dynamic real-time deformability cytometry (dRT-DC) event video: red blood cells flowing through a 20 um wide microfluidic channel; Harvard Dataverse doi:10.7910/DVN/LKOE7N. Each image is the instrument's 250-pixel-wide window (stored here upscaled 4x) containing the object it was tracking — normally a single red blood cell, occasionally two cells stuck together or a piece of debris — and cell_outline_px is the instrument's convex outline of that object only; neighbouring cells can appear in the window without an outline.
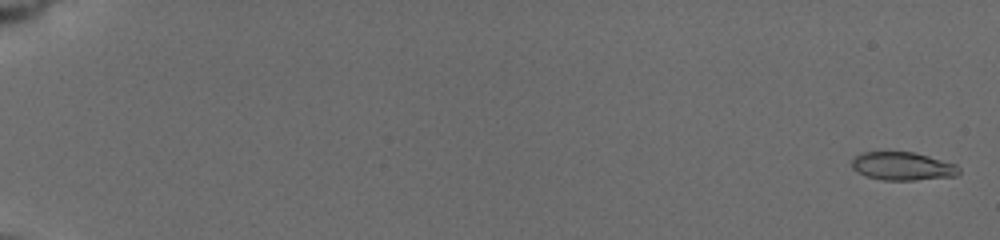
{"species": "common noctule bat (a hibernating species)", "species_latin": "Nyctalus noctula", "temperature_condition": "cold", "stored_images_in_passage": 21, "camera_frame_rate_fps": 3000, "um_per_image_px": 0.085, "animal": {"sex": "female", "body_mass_g": 19.5, "forearm_length_mm": 54.1}, "frame": {"image": 1, "passage_image": 1, "time_ms": 0.0, "image_size_px": [1000, 240], "cell_outline_px": [[960, 172], [956, 176], [912, 180], [884, 180], [864, 176], [856, 172], [852, 168], [852, 160], [856, 156], [864, 152], [912, 152], [928, 156], [956, 164], [960, 168]], "centroid_in_image_um": [76.71, 14.13], "position_along_channel_um": 8.3, "area_um2": 17.57}}
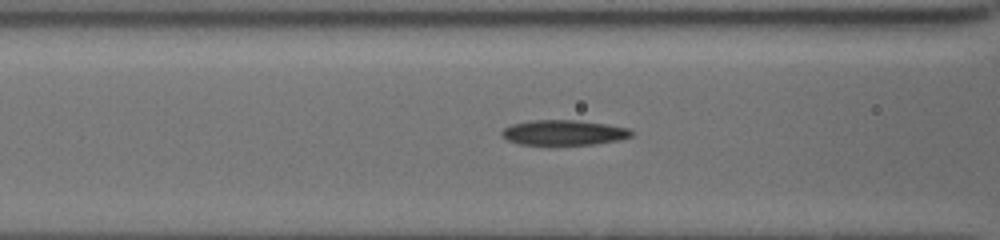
{"frame": {"image": 2, "passage_image": 17, "time_ms": 8.333, "image_size_px": [1000, 240], "cell_outline_px": [[632, 136], [616, 140], [596, 144], [552, 148], [520, 144], [508, 140], [500, 132], [504, 128], [512, 124], [532, 120], [576, 120], [604, 124], [628, 128], [632, 132]], "centroid_in_image_um": [47.86, 11.32], "position_along_channel_um": 118.7, "area_um2": 19.71}}
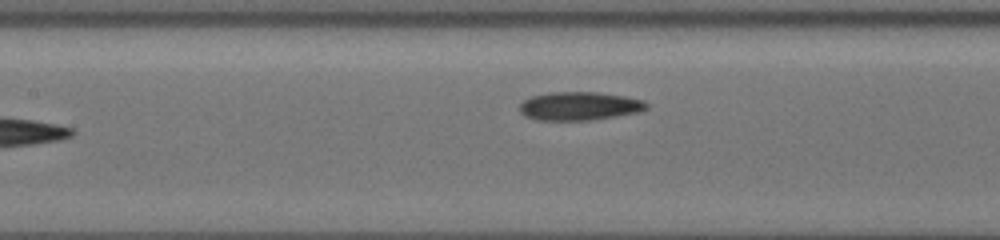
{"frame": {"image": 3, "passage_image": 21, "time_ms": 10.667, "image_size_px": [1000, 240], "cell_outline_px": [[648, 108], [640, 112], [588, 120], [536, 120], [524, 116], [520, 112], [520, 104], [524, 100], [532, 96], [548, 92], [596, 92], [624, 96], [644, 100], [648, 104]], "centroid_in_image_um": [49.24, 9.01], "position_along_channel_um": 158.2, "area_um2": 21.04}}